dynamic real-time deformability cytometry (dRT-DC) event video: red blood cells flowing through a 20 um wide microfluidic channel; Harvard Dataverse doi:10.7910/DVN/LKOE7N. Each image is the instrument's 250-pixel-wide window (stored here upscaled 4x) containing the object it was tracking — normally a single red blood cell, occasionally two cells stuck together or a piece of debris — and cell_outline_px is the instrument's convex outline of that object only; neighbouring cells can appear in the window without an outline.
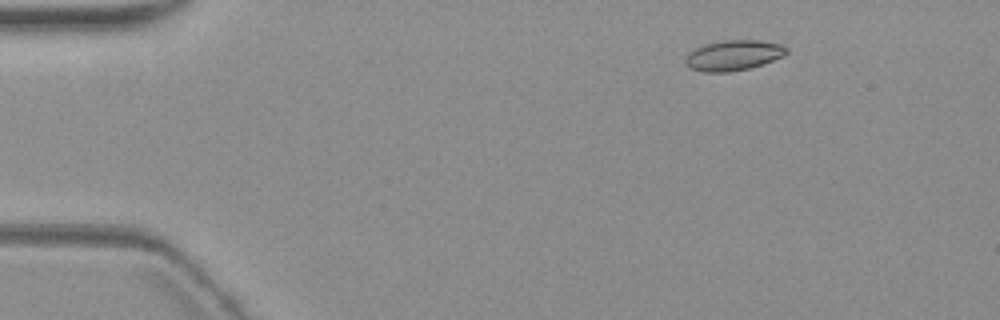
{"species": "common noctule bat (a hibernating species)", "species_latin": "Nyctalus noctula", "temperature_condition": "warm", "stored_images_in_passage": 8, "camera_frame_rate_fps": 3000, "um_per_image_px": 0.085, "animal": {"sex": "female", "body_mass_g": 19.3, "forearm_length_mm": 54.1}, "frame": {"image": 1, "passage_image": 2, "time_ms": 1.333, "image_size_px": [1000, 320], "cell_outline_px": [[788, 52], [772, 60], [748, 68], [728, 72], [704, 72], [688, 68], [684, 60], [688, 52], [704, 44], [724, 40], [756, 40], [780, 44], [788, 48]], "centroid_in_image_um": [62.28, 4.7], "position_along_channel_um": 22.7, "area_um2": 17.69}}
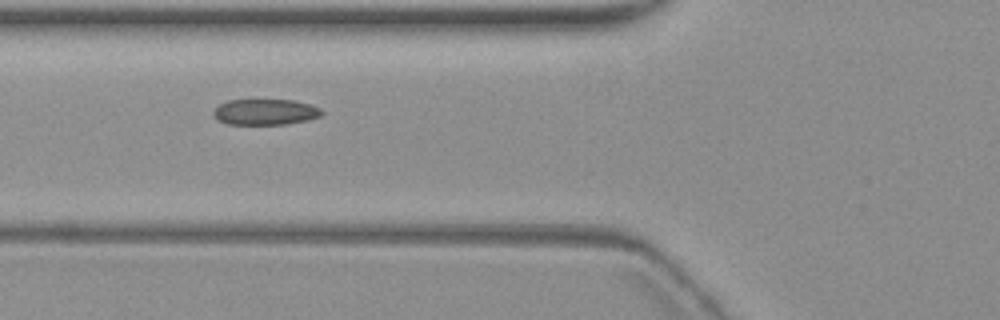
{"frame": {"image": 2, "passage_image": 6, "time_ms": 6.0, "image_size_px": [1000, 320], "cell_outline_px": [[324, 112], [320, 116], [308, 120], [284, 124], [228, 124], [216, 120], [212, 116], [212, 112], [220, 104], [228, 100], [296, 100], [320, 108]], "centroid_in_image_um": [22.52, 9.52], "position_along_channel_um": 103.3, "area_um2": 16.36}}
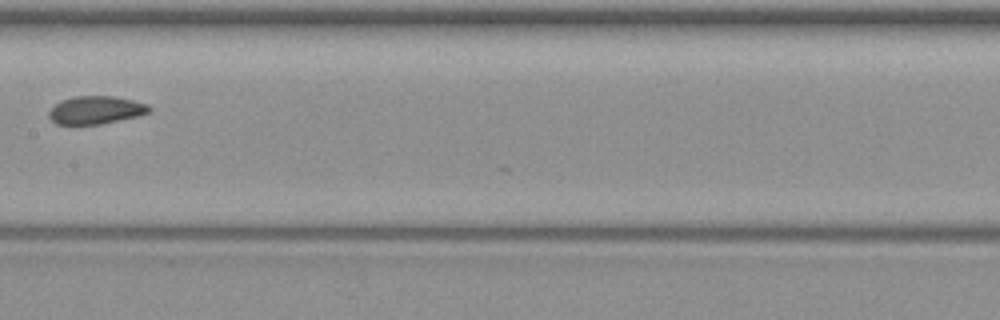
{"frame": {"image": 3, "passage_image": 8, "time_ms": 8.667, "image_size_px": [1000, 320], "cell_outline_px": [[152, 108], [148, 112], [136, 116], [100, 124], [56, 124], [48, 116], [48, 112], [60, 100], [72, 96], [116, 96], [148, 104]], "centroid_in_image_um": [8.12, 9.34], "position_along_channel_um": 199.3, "area_um2": 16.24}}